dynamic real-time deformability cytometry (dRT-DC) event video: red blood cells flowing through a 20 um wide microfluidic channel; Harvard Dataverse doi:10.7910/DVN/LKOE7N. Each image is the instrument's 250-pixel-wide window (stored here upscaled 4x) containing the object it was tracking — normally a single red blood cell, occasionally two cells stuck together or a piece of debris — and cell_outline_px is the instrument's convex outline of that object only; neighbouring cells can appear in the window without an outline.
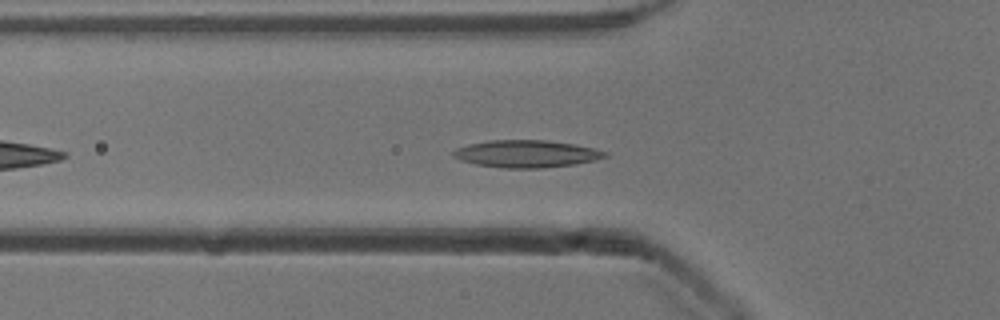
{"species": "common noctule bat (a hibernating species)", "species_latin": "Nyctalus noctula", "temperature_condition": "cold", "stored_images_in_passage": 43, "camera_frame_rate_fps": 3000, "um_per_image_px": 0.085, "animal": {"sex": "male", "body_mass_g": 13.3}, "frame": {"image": 1, "passage_image": 7, "time_ms": 2.0, "image_size_px": [1000, 320], "cell_outline_px": [[608, 156], [596, 160], [576, 164], [540, 168], [504, 168], [476, 164], [460, 160], [452, 156], [452, 152], [456, 148], [468, 144], [488, 140], [544, 140], [572, 144], [592, 148], [608, 152]], "centroid_in_image_um": [44.72, 13.07], "position_along_channel_um": 81.1, "area_um2": 24.1}}
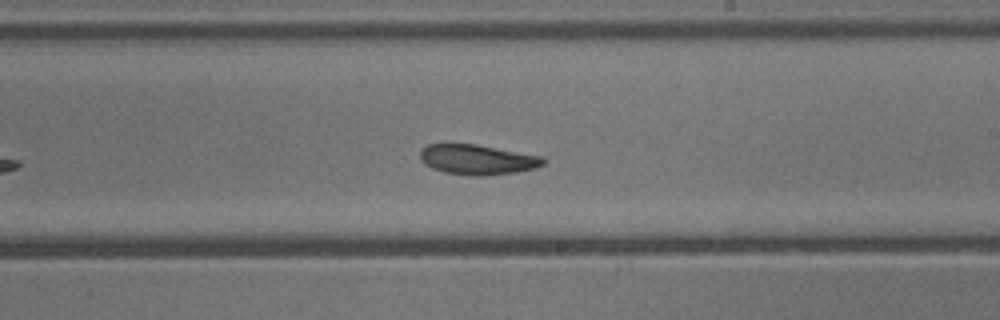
{"frame": {"image": 2, "passage_image": 20, "time_ms": 6.333, "image_size_px": [1000, 320], "cell_outline_px": [[544, 164], [536, 168], [516, 172], [480, 176], [476, 176], [444, 172], [432, 168], [424, 164], [420, 160], [420, 152], [428, 144], [476, 144], [544, 156]], "centroid_in_image_um": [40.6, 13.56], "position_along_channel_um": 248.4, "area_um2": 21.56}}
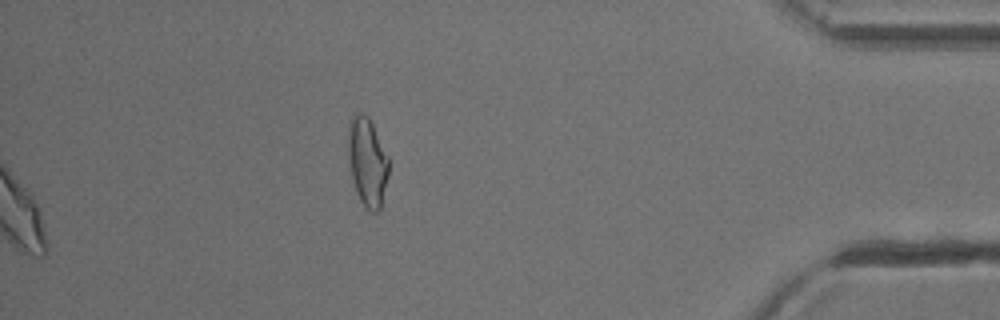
{"frame": {"image": 3, "passage_image": 43, "time_ms": 14.0, "image_size_px": [1000, 320], "cell_outline_px": [[388, 176], [380, 208], [376, 212], [372, 212], [360, 200], [356, 192], [352, 180], [348, 156], [348, 124], [352, 116], [356, 112], [360, 112], [368, 116], [388, 156]], "centroid_in_image_um": [31.2, 13.72], "position_along_channel_um": 404.0, "area_um2": 20.81}, "authors_computed_cell_mechanics": {"area_um2": 22.253, "velocity_mm_per_s": 3.8508, "shape_relaxation_time_tau1_ms": 4.4004, "shape_relaxation_time_tau2_ms": 2.9135, "deformation_change_tau1": 0.112, "deformation_change_tau2": 0.086}}